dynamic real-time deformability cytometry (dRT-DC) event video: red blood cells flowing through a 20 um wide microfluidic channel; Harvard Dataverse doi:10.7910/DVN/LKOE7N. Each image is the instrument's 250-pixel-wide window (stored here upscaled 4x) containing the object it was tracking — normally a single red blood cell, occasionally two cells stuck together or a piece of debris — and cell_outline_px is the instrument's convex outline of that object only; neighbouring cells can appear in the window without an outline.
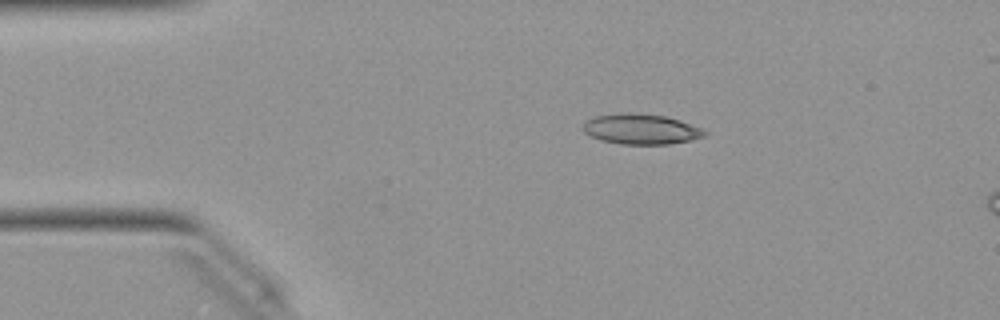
{"species": "Egyptian fruit bat (a non-hibernating species)", "species_latin": "Rousettus aegyptiacus", "temperature_condition": "warm", "stored_images_in_passage": 6, "camera_frame_rate_fps": 3000, "um_per_image_px": 0.085, "animal": {"sex": "female"}, "frame": {"image": 1, "passage_image": 1, "time_ms": 0.0, "image_size_px": [1000, 320], "cell_outline_px": [[708, 132], [704, 136], [692, 140], [668, 144], [620, 144], [600, 140], [584, 132], [584, 124], [588, 120], [596, 116], [620, 112], [636, 112], [664, 116], [680, 120], [700, 128]], "centroid_in_image_um": [54.49, 10.97], "position_along_channel_um": 30.5, "area_um2": 21.44}}